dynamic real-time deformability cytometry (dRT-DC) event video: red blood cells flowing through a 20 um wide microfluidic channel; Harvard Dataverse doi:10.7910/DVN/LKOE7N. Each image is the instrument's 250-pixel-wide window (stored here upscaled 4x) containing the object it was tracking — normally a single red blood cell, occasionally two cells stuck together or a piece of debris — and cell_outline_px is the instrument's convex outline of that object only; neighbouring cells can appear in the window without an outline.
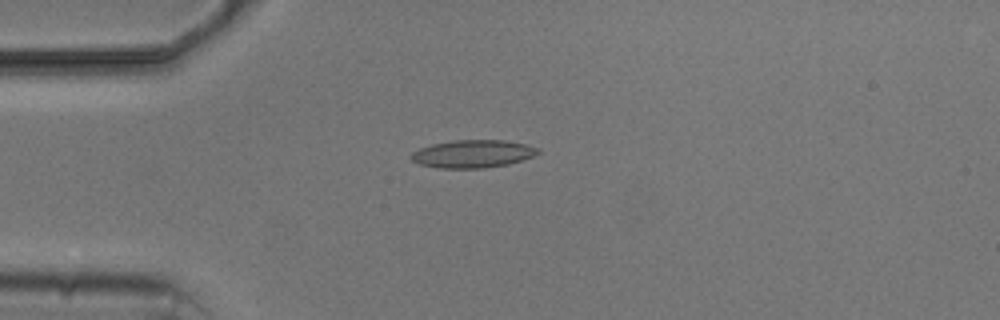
{"species": "common noctule bat (a hibernating species)", "species_latin": "Nyctalus noctula", "temperature_condition": "cold", "stored_images_in_passage": 6, "camera_frame_rate_fps": 3000, "um_per_image_px": 0.085, "animal": {"sex": "male", "body_mass_g": 20.5, "forearm_length_mm": 52.5}, "frame": {"image": 1, "passage_image": 4, "time_ms": 3.667, "image_size_px": [1000, 320], "cell_outline_px": [[540, 152], [532, 156], [508, 164], [480, 168], [440, 168], [420, 164], [412, 160], [408, 156], [412, 152], [420, 148], [432, 144], [452, 140], [504, 140], [528, 144], [540, 148]], "centroid_in_image_um": [40.18, 13.06], "position_along_channel_um": 44.8, "area_um2": 20.52}}
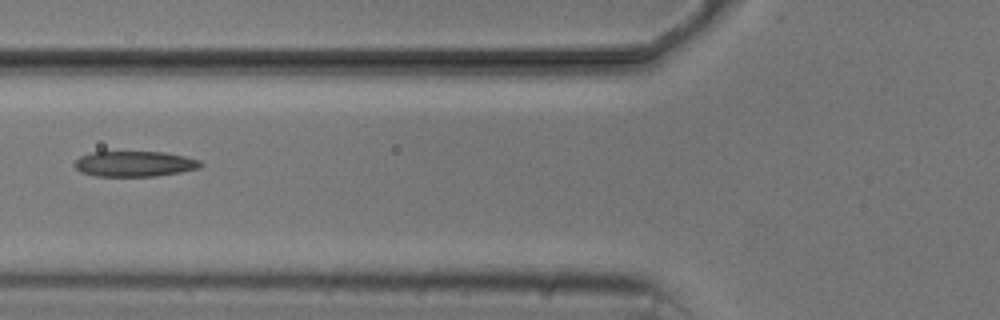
{"frame": {"image": 2, "passage_image": 6, "time_ms": 6.0, "image_size_px": [1000, 320], "cell_outline_px": [[204, 164], [200, 168], [180, 172], [156, 176], [96, 176], [80, 172], [72, 164], [80, 156], [92, 152], [164, 152], [184, 156], [200, 160]], "centroid_in_image_um": [11.44, 13.93], "position_along_channel_um": 114.4, "area_um2": 18.79}}